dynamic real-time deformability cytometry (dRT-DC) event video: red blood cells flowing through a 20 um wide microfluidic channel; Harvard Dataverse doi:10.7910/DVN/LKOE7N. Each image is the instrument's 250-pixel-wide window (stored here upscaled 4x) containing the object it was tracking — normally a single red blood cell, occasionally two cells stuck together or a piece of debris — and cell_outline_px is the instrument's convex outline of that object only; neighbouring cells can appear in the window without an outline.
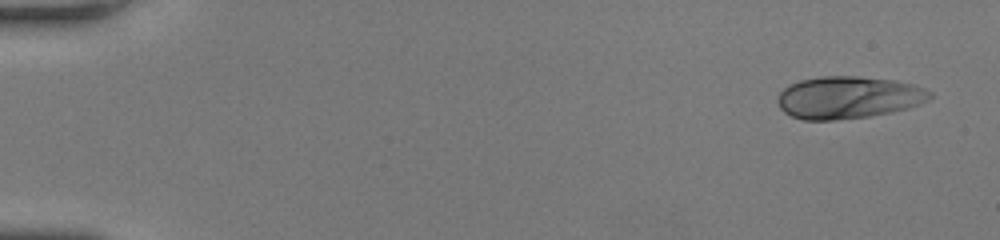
{"species": "human", "species_latin": "Homo sapiens", "temperature_condition": "room temperature", "stored_images_in_passage": 18, "segment_of_instrument_passage": [1, 2], "camera_frame_rate_fps": 3000, "um_per_image_px": 0.085, "donor": {"sex": "female"}, "frame": {"image": 1, "passage_image": 3, "time_ms": 0.667, "image_size_px": [1000, 240], "cell_outline_px": [[872, 92], [844, 116], [796, 116], [788, 112], [784, 108], [784, 92], [788, 88], [796, 84], [808, 80], [868, 80]], "centroid_in_image_um": [70.16, 8.27], "position_along_channel_um": 14.8, "area_um2": 19.19}}
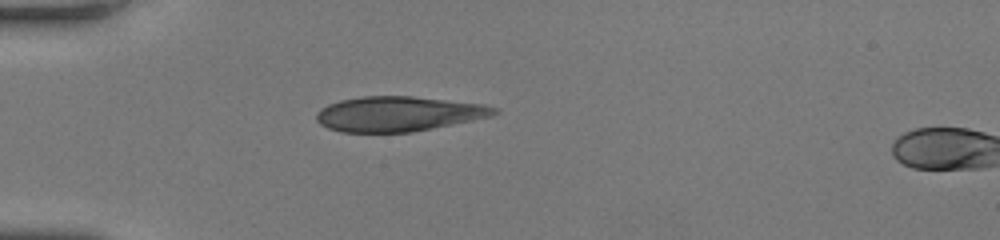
{"frame": {"image": 2, "passage_image": 16, "time_ms": 5.0, "image_size_px": [1000, 240], "cell_outline_px": [[472, 108], [436, 124], [424, 128], [400, 132], [352, 132], [336, 128], [324, 124], [320, 120], [320, 112], [336, 104], [348, 100], [380, 96], [396, 96], [428, 100], [452, 104]], "centroid_in_image_um": [32.99, 9.71], "position_along_channel_um": 52.0, "area_um2": 28.15}}